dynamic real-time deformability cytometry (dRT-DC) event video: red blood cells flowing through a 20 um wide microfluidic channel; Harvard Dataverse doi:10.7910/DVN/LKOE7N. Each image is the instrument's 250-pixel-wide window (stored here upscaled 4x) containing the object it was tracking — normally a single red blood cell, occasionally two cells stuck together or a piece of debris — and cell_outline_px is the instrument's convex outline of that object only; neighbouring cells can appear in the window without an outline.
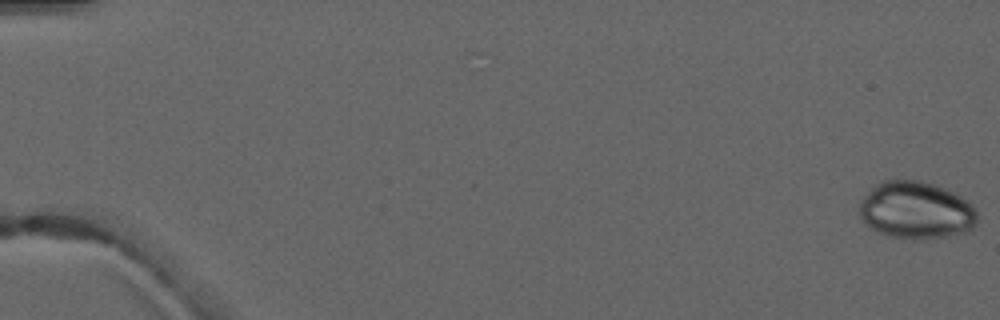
{"species": "common noctule bat (a hibernating species)", "species_latin": "Nyctalus noctula", "temperature_condition": "warm", "stored_images_in_passage": 5, "camera_frame_rate_fps": 3000, "um_per_image_px": 0.085, "animal": {"sex": "male", "forearm_length_mm": 52.5}, "frame": {"image": 1, "passage_image": 1, "time_ms": 0.0, "image_size_px": [1000, 320], "cell_outline_px": [[976, 224], [972, 228], [964, 232], [944, 236], [920, 240], [912, 240], [892, 236], [880, 232], [864, 224], [860, 216], [860, 200], [876, 184], [884, 180], [924, 180], [936, 184], [968, 200], [972, 204], [976, 212]], "centroid_in_image_um": [77.86, 17.86], "position_along_channel_um": 7.1, "area_um2": 39.42}}